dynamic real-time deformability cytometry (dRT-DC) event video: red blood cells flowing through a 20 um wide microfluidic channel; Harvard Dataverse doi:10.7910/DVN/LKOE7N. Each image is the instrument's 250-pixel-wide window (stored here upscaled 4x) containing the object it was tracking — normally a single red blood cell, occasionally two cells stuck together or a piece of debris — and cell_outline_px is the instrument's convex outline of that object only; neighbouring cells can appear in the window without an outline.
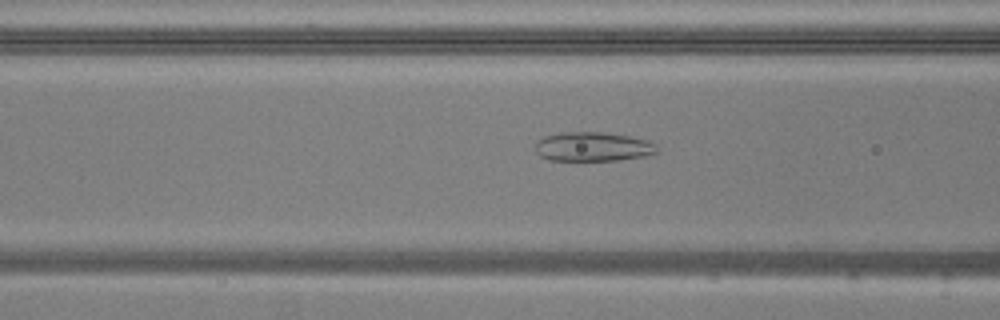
{"species": "common noctule bat (a hibernating species)", "species_latin": "Nyctalus noctula", "temperature_condition": "warm", "stored_images_in_passage": 52, "camera_frame_rate_fps": 3000, "um_per_image_px": 0.085, "animal": {"sex": "male", "body_mass_g": 20.5, "forearm_length_mm": 52.5}, "frame": {"image": 1, "passage_image": 19, "time_ms": 6.0, "image_size_px": [1000, 320], "cell_outline_px": [[656, 152], [644, 156], [616, 160], [548, 160], [540, 156], [536, 152], [536, 140], [544, 136], [560, 132], [604, 132], [628, 136], [648, 140], [656, 144]], "centroid_in_image_um": [50.35, 12.46], "position_along_channel_um": 116.3, "area_um2": 20.69}}
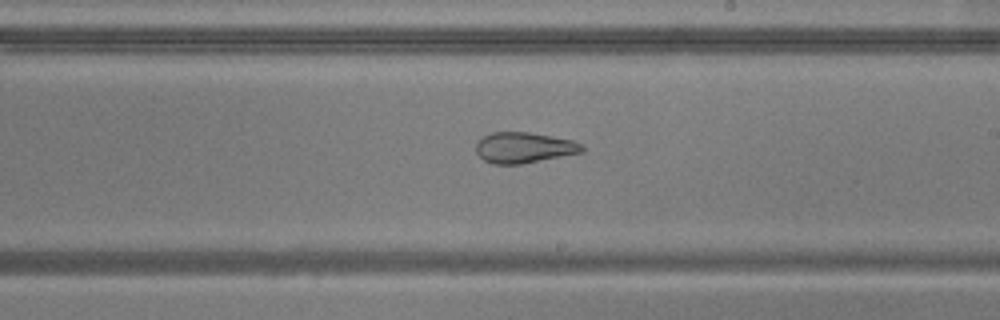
{"frame": {"image": 2, "passage_image": 29, "time_ms": 9.333, "image_size_px": [1000, 320], "cell_outline_px": [[584, 152], [520, 164], [492, 164], [484, 160], [476, 152], [476, 140], [492, 132], [528, 132], [552, 136], [572, 140], [580, 144], [584, 148]], "centroid_in_image_um": [44.51, 12.54], "position_along_channel_um": 244.5, "area_um2": 18.96}}
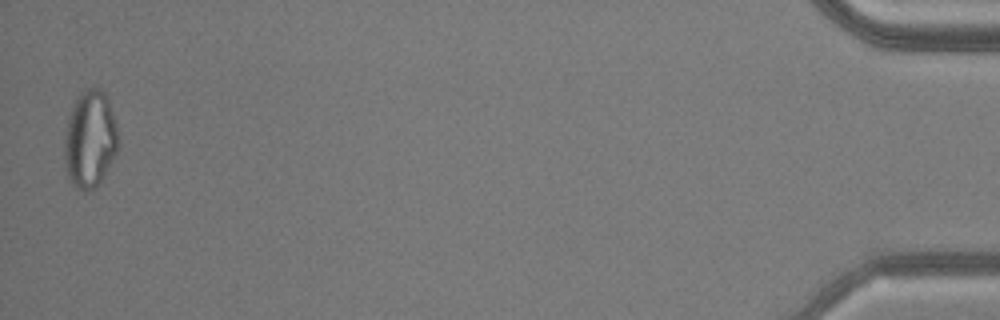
{"frame": {"image": 3, "passage_image": 51, "time_ms": 16.667, "image_size_px": [1000, 320], "cell_outline_px": [[120, 148], [104, 176], [88, 192], [84, 192], [76, 188], [72, 184], [68, 176], [64, 164], [64, 140], [68, 116], [80, 92], [84, 88], [100, 88], [104, 92], [108, 100], [116, 124], [120, 140]], "centroid_in_image_um": [7.66, 11.85], "position_along_channel_um": 427.5, "area_um2": 30.87}, "authors_computed_cell_mechanics": {"area_um2": 26.5013, "velocity_mm_per_s": 3.8446, "shape_relaxation_time_tau1_ms": null, "shape_relaxation_time_tau2_ms": 1.435, "deformation_change_tau1": null, "deformation_change_tau2": 0.0891}}